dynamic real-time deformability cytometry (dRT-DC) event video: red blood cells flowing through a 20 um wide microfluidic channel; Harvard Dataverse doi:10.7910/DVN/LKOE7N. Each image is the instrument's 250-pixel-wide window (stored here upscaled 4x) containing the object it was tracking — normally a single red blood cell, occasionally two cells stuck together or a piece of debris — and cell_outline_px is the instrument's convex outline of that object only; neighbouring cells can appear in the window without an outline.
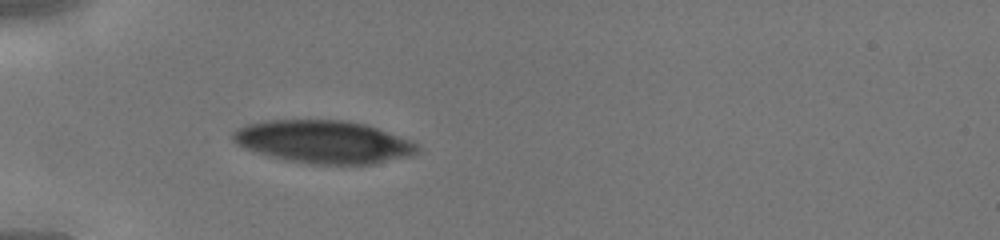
{"species": "human", "species_latin": "Homo sapiens", "temperature_condition": "cold", "stored_images_in_passage": 31, "camera_frame_rate_fps": 3000, "um_per_image_px": 0.085, "donor": {"sex": "male"}, "frame": {"image": 1, "passage_image": 1, "time_ms": 0.0, "image_size_px": [1000, 240], "cell_outline_px": [[420, 152], [412, 156], [372, 164], [316, 164], [284, 160], [244, 148], [236, 144], [232, 136], [232, 132], [236, 128], [244, 124], [264, 120], [344, 120], [364, 124], [412, 140], [420, 148]], "centroid_in_image_um": [27.5, 12.05], "position_along_channel_um": 57.5, "area_um2": 46.18}}
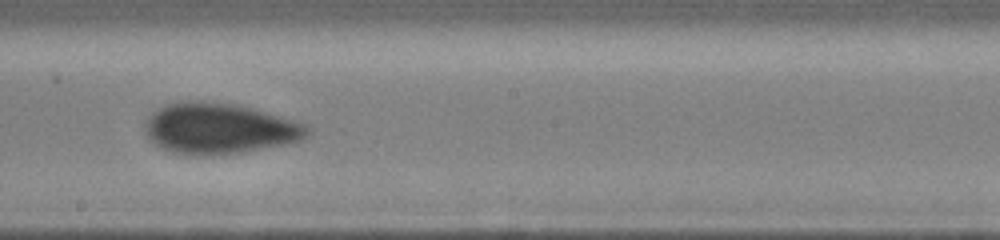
{"frame": {"image": 2, "passage_image": 13, "time_ms": 4.0, "image_size_px": [1000, 240], "cell_outline_px": [[312, 132], [308, 136], [300, 140], [284, 144], [244, 152], [212, 156], [172, 152], [160, 148], [148, 136], [144, 124], [152, 112], [168, 104], [188, 100], [204, 100], [236, 104], [252, 108], [308, 124], [312, 128]], "centroid_in_image_um": [18.68, 10.91], "position_along_channel_um": 229.5, "area_um2": 48.21}}
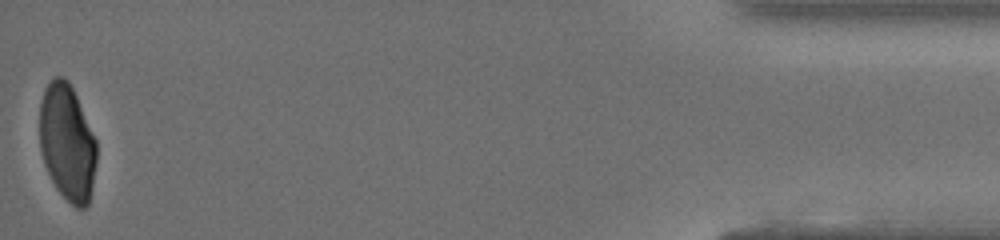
{"frame": {"image": 3, "passage_image": 31, "time_ms": 10.0, "image_size_px": [1000, 240], "cell_outline_px": [[96, 164], [92, 188], [88, 204], [84, 208], [76, 208], [56, 188], [44, 164], [40, 152], [40, 100], [44, 88], [52, 76], [64, 76], [68, 80], [76, 96], [96, 140]], "centroid_in_image_um": [5.7, 12.08], "position_along_channel_um": 429.5, "area_um2": 38.73}}